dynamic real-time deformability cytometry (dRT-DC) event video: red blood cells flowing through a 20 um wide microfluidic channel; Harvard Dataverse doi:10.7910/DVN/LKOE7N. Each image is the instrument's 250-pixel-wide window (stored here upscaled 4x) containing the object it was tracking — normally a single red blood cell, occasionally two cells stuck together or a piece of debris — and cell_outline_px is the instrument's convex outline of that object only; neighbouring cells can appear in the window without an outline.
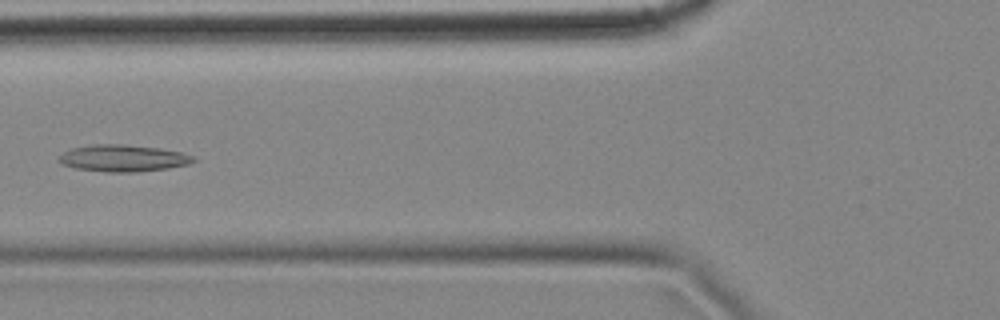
{"species": "common noctule bat (a hibernating species)", "species_latin": "Nyctalus noctula", "temperature_condition": "cold", "stored_images_in_passage": 9, "camera_frame_rate_fps": 3000, "um_per_image_px": 0.085, "animal": {"sex": "female", "body_mass_g": 18.4}, "frame": {"image": 1, "passage_image": 6, "time_ms": 1.667, "image_size_px": [1000, 320], "cell_outline_px": [[196, 160], [188, 164], [168, 168], [136, 172], [108, 172], [76, 168], [64, 164], [60, 160], [60, 156], [64, 152], [72, 148], [92, 144], [124, 144], [160, 148], [180, 152], [196, 156]], "centroid_in_image_um": [10.51, 13.44], "position_along_channel_um": 115.3, "area_um2": 20.87}}
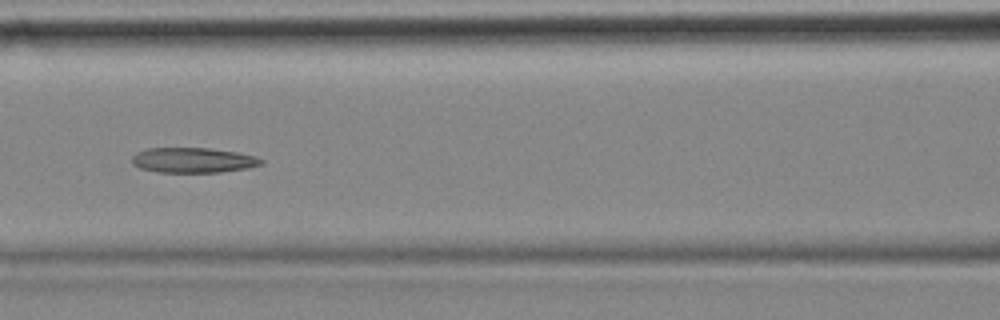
{"frame": {"image": 2, "passage_image": 7, "time_ms": 2.0, "image_size_px": [1000, 320], "cell_outline_px": [[264, 164], [244, 168], [220, 172], [156, 172], [140, 168], [132, 164], [132, 156], [136, 152], [148, 148], [208, 148], [236, 152], [256, 156], [264, 160]], "centroid_in_image_um": [16.39, 13.61], "position_along_channel_um": 150.2, "area_um2": 18.9}}
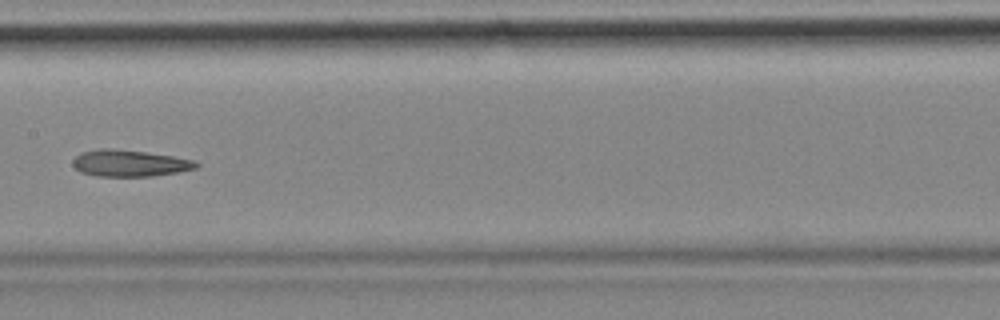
{"frame": {"image": 3, "passage_image": 8, "time_ms": 2.333, "image_size_px": [1000, 320], "cell_outline_px": [[200, 164], [196, 168], [176, 172], [152, 176], [96, 176], [80, 172], [72, 164], [72, 160], [80, 152], [96, 148], [108, 148], [144, 152], [172, 156], [196, 160]], "centroid_in_image_um": [10.98, 13.87], "position_along_channel_um": 196.4, "area_um2": 19.13}}